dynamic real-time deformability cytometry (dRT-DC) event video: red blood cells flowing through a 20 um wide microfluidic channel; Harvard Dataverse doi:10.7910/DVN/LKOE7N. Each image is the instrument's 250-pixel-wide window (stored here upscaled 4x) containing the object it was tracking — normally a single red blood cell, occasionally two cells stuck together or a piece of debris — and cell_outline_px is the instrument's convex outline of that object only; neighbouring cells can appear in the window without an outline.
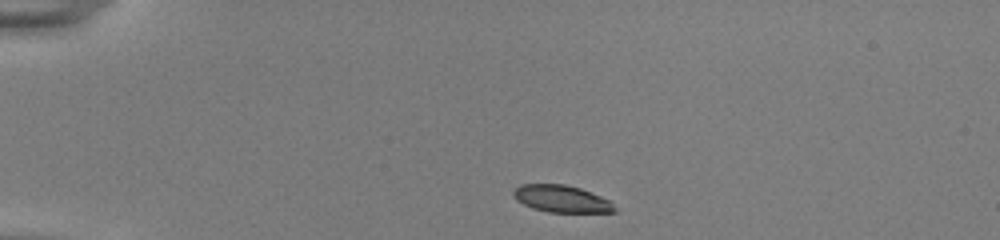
{"species": "common noctule bat (a hibernating species)", "species_latin": "Nyctalus noctula", "temperature_condition": "room temperature", "stored_images_in_passage": 42, "camera_frame_rate_fps": 3000, "um_per_image_px": 0.085, "animal": {"sex": "female", "body_mass_g": 22.0, "forearm_length_mm": 56.7}, "frame": {"image": 1, "passage_image": 1, "time_ms": 0.0, "image_size_px": [1000, 240], "cell_outline_px": [[616, 212], [548, 212], [532, 208], [516, 200], [512, 196], [512, 192], [520, 184], [564, 184], [580, 188], [600, 196], [608, 200], [616, 208]], "centroid_in_image_um": [47.69, 16.89], "position_along_channel_um": 37.3, "area_um2": 15.9}}
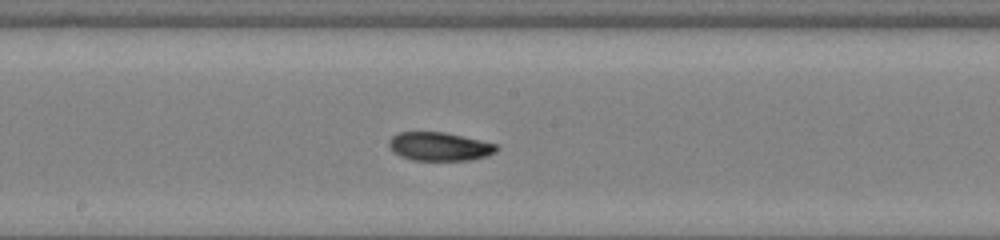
{"frame": {"image": 2, "passage_image": 19, "time_ms": 6.0, "image_size_px": [1000, 240], "cell_outline_px": [[500, 148], [496, 152], [488, 156], [472, 160], [412, 160], [400, 156], [392, 152], [388, 144], [388, 140], [392, 136], [400, 132], [444, 132], [480, 140], [496, 144]], "centroid_in_image_um": [37.35, 12.46], "position_along_channel_um": 210.8, "area_um2": 18.03}}
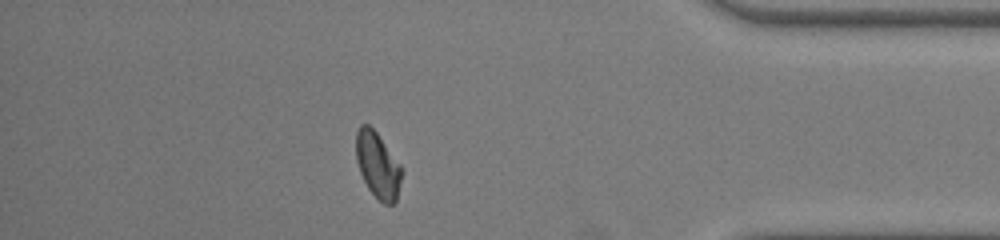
{"frame": {"image": 3, "passage_image": 36, "time_ms": 11.667, "image_size_px": [1000, 240], "cell_outline_px": [[400, 180], [396, 200], [392, 204], [384, 204], [368, 188], [360, 172], [356, 160], [356, 132], [360, 124], [368, 124], [376, 132], [400, 164]], "centroid_in_image_um": [32.07, 14.01], "position_along_channel_um": 403.1, "area_um2": 17.05}, "authors_computed_cell_mechanics": {"area_um2": 17.7735, "velocity_mm_per_s": 3.8628, "shape_relaxation_time_tau1_ms": 5.6216, "shape_relaxation_time_tau2_ms": 2.3593, "deformation_change_tau1": 0.1897, "deformation_change_tau2": 0.0547}}